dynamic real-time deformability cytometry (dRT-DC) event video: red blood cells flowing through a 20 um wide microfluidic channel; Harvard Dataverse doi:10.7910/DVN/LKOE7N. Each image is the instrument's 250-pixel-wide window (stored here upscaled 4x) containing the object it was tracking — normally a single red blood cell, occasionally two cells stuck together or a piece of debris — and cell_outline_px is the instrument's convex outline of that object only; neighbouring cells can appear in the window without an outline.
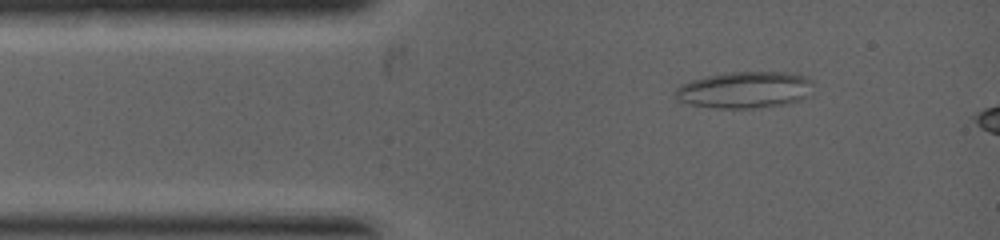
{"species": "common noctule bat (a hibernating species)", "species_latin": "Nyctalus noctula", "temperature_condition": "warm", "stored_images_in_passage": 2, "camera_frame_rate_fps": 5000, "um_per_image_px": 0.085, "animal": {"sex": "female", "body_mass_g": 19.0, "forearm_length_mm": 53.3}, "frame": {"image": 1, "passage_image": 1, "time_ms": 0.0, "image_size_px": [1000, 240], "cell_outline_px": [[812, 96], [788, 104], [748, 108], [712, 108], [688, 104], [672, 96], [676, 88], [680, 84], [692, 80], [724, 72], [796, 72], [812, 80]], "centroid_in_image_um": [63.33, 7.63], "position_along_channel_um": 21.7, "area_um2": 29.94}}